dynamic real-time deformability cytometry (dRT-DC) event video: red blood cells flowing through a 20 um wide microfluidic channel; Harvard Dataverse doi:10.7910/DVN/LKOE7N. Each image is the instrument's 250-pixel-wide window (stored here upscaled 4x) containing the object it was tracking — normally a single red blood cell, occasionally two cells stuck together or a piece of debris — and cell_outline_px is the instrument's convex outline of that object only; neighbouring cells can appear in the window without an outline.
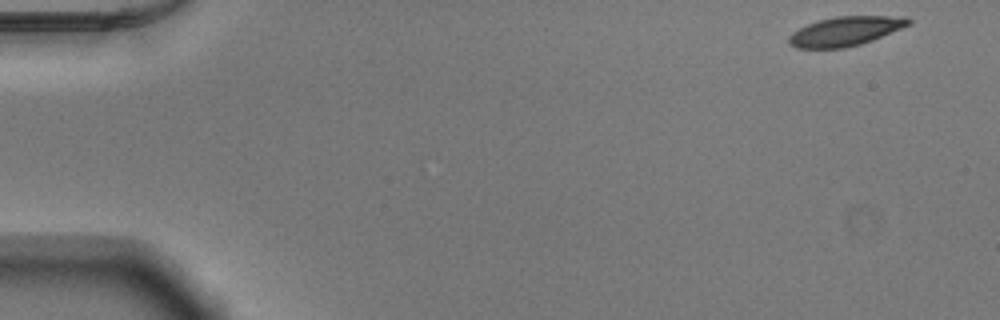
{"species": "Egyptian fruit bat (a non-hibernating species)", "species_latin": "Rousettus aegyptiacus", "temperature_condition": "warm", "stored_images_in_passage": 50, "camera_frame_rate_fps": 3000, "um_per_image_px": 0.085, "animal": {"sex": "male"}, "frame": {"image": 1, "passage_image": 1, "time_ms": 0.0, "image_size_px": [1000, 320], "cell_outline_px": [[912, 24], [872, 40], [860, 44], [844, 48], [796, 48], [788, 44], [788, 36], [792, 32], [808, 24], [820, 20], [836, 16], [904, 16], [912, 20]], "centroid_in_image_um": [71.86, 2.65], "position_along_channel_um": 13.1, "area_um2": 20.4}}
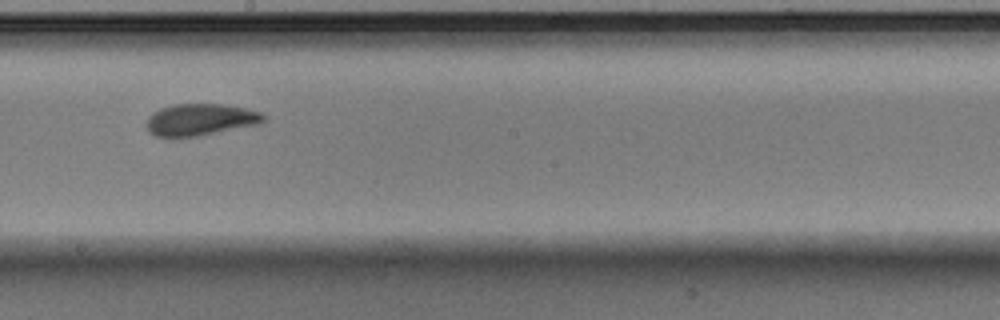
{"frame": {"image": 2, "passage_image": 28, "time_ms": 9.0, "image_size_px": [1000, 320], "cell_outline_px": [[264, 120], [260, 124], [200, 136], [156, 136], [148, 132], [144, 124], [148, 116], [152, 112], [160, 108], [172, 104], [224, 104], [244, 108], [260, 112], [264, 116]], "centroid_in_image_um": [16.98, 10.16], "position_along_channel_um": 231.2, "area_um2": 21.85}}
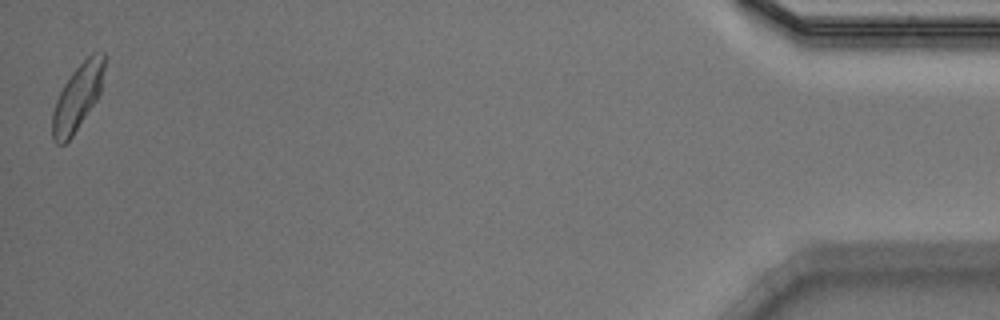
{"frame": {"image": 3, "passage_image": 50, "time_ms": 16.333, "image_size_px": [1000, 320], "cell_outline_px": [[104, 68], [100, 92], [96, 100], [72, 136], [64, 144], [56, 144], [52, 136], [52, 112], [56, 100], [64, 84], [72, 72], [92, 52], [104, 52]], "centroid_in_image_um": [6.57, 8.27], "position_along_channel_um": 428.6, "area_um2": 19.65}, "authors_computed_cell_mechanics": {"area_um2": 21.0681, "velocity_mm_per_s": 3.8871, "shape_relaxation_time_tau1_ms": 5.0861, "shape_relaxation_time_tau2_ms": 1.4535, "deformation_change_tau1": 0.1411, "deformation_change_tau2": 0.0668}}